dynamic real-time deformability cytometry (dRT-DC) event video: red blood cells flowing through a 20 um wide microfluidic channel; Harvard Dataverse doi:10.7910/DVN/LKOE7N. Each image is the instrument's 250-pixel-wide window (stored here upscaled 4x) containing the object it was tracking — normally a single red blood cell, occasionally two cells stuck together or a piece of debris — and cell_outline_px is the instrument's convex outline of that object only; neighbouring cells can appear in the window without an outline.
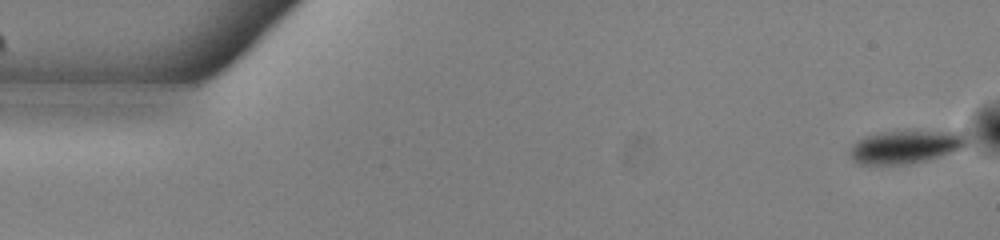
{"species": "common noctule bat (a hibernating species)", "species_latin": "Nyctalus noctula", "temperature_condition": "warm", "stored_images_in_passage": 53, "camera_frame_rate_fps": 3000, "um_per_image_px": 0.085, "animal": {"sex": "male", "body_mass_g": 13.0, "forearm_length_mm": 53.1}, "frame": {"image": 1, "passage_image": 1, "time_ms": 0.0, "image_size_px": [1000, 240], "cell_outline_px": [[968, 144], [964, 148], [940, 156], [908, 164], [860, 164], [852, 160], [848, 152], [856, 140], [864, 136], [880, 132], [960, 132], [968, 140]], "centroid_in_image_um": [76.93, 12.49], "position_along_channel_um": 8.1, "area_um2": 22.25}}
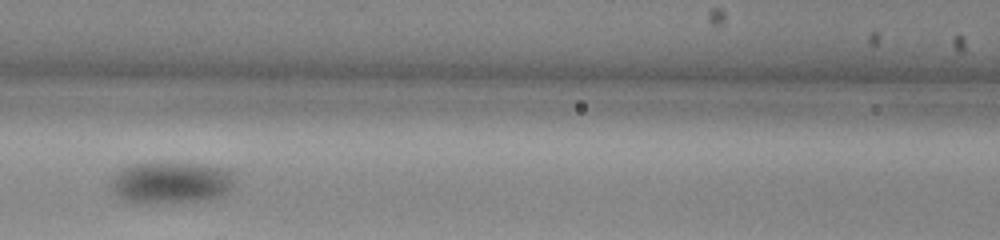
{"frame": {"image": 2, "passage_image": 23, "time_ms": 7.333, "image_size_px": [1000, 240], "cell_outline_px": [[236, 184], [228, 192], [212, 200], [176, 204], [136, 204], [124, 200], [112, 192], [112, 176], [120, 168], [132, 164], [204, 164], [220, 168], [232, 172]], "centroid_in_image_um": [14.54, 15.58], "position_along_channel_um": 152.1, "area_um2": 30.81}}
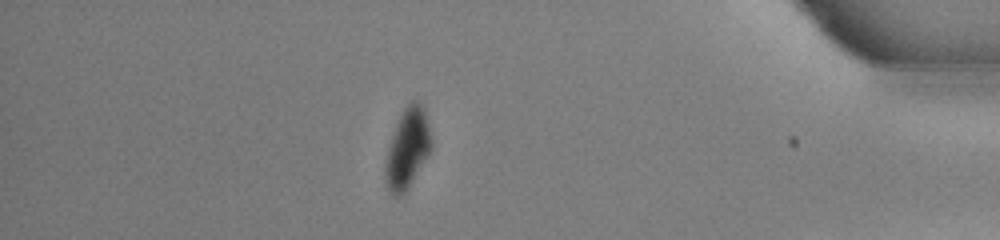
{"frame": {"image": 3, "passage_image": 46, "time_ms": 15.0, "image_size_px": [1000, 240], "cell_outline_px": [[432, 148], [400, 196], [392, 196], [384, 180], [384, 168], [388, 148], [396, 120], [400, 112], [412, 100], [416, 100], [424, 108], [432, 140]], "centroid_in_image_um": [34.6, 12.55], "position_along_channel_um": 400.6, "area_um2": 21.04}, "authors_computed_cell_mechanics": {"area_um2": 25.6054, "velocity_mm_per_s": 3.818, "shape_relaxation_time_tau1_ms": 1.7218, "shape_relaxation_time_tau2_ms": null, "deformation_change_tau1": 0.074, "deformation_change_tau2": null}}